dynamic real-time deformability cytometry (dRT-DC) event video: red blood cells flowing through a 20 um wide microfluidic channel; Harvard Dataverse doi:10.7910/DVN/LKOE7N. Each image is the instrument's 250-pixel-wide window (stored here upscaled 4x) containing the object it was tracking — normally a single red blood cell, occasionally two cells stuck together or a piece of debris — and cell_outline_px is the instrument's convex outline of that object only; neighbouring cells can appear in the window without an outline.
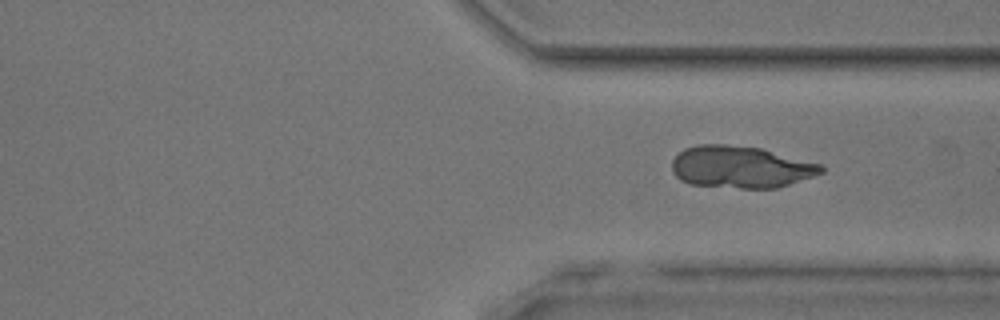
{"species": "common noctule bat (a hibernating species)", "species_latin": "Nyctalus noctula", "temperature_condition": "room temperature", "stored_images_in_passage": 36, "segment_of_instrument_passage": [2, 2], "camera_frame_rate_fps": 3000, "um_per_image_px": 0.085, "animal": {"sex": "male", "body_mass_g": 17.9, "forearm_length_mm": 54.2}, "frame": {"image": 1, "passage_image": 36, "time_ms": 11.667, "image_size_px": [1000, 320], "cell_outline_px": [[824, 172], [776, 188], [740, 188], [692, 184], [680, 180], [672, 172], [672, 160], [684, 148], [696, 144], [724, 144], [760, 148], [824, 164]], "centroid_in_image_um": [62.96, 14.18], "position_along_channel_um": 348.4, "area_um2": 36.53}}